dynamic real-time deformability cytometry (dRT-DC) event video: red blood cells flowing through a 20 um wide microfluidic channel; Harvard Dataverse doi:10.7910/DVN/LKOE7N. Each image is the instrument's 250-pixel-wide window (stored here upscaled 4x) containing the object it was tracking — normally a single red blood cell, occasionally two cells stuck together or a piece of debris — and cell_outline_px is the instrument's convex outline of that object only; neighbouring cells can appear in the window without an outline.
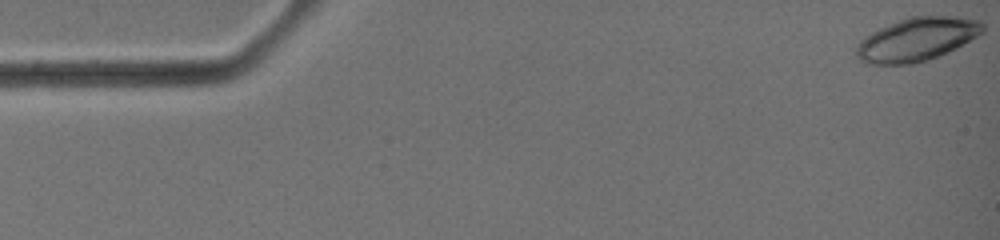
{"species": "common noctule bat (a hibernating species)", "species_latin": "Nyctalus noctula", "temperature_condition": "warm", "stored_images_in_passage": 42, "camera_frame_rate_fps": 3000, "um_per_image_px": 0.085, "animal": {"sex": "female", "body_mass_g": 19.0, "forearm_length_mm": 51.5}, "frame": {"image": 1, "passage_image": 1, "time_ms": 0.0, "image_size_px": [1000, 240], "cell_outline_px": [[984, 28], [976, 36], [956, 48], [928, 60], [912, 64], [868, 64], [860, 60], [856, 56], [856, 44], [864, 36], [880, 28], [908, 16], [956, 16], [980, 20], [984, 24]], "centroid_in_image_um": [77.9, 3.34], "position_along_channel_um": 7.1, "area_um2": 31.85}}